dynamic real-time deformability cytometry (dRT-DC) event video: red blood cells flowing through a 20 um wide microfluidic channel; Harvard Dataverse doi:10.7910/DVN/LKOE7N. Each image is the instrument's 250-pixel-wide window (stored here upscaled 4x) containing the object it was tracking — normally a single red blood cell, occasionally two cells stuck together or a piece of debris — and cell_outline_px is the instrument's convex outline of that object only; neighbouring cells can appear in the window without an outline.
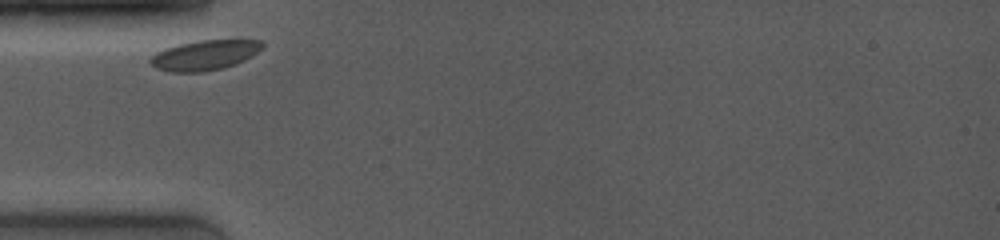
{"species": "common noctule bat (a hibernating species)", "species_latin": "Nyctalus noctula", "temperature_condition": "room temperature", "stored_images_in_passage": 4, "camera_frame_rate_fps": 4000, "um_per_image_px": 0.085, "animal": {"sex": "female", "body_mass_g": 19.0, "forearm_length_mm": 53.3}, "frame": {"image": 1, "passage_image": 1, "time_ms": 0.0, "image_size_px": [1000, 240], "cell_outline_px": [[264, 48], [252, 56], [236, 64], [204, 72], [172, 72], [156, 68], [148, 60], [156, 52], [164, 48], [180, 44], [200, 40], [236, 36], [240, 36], [260, 40], [264, 44]], "centroid_in_image_um": [17.52, 4.62], "position_along_channel_um": 67.5, "area_um2": 20.46}}